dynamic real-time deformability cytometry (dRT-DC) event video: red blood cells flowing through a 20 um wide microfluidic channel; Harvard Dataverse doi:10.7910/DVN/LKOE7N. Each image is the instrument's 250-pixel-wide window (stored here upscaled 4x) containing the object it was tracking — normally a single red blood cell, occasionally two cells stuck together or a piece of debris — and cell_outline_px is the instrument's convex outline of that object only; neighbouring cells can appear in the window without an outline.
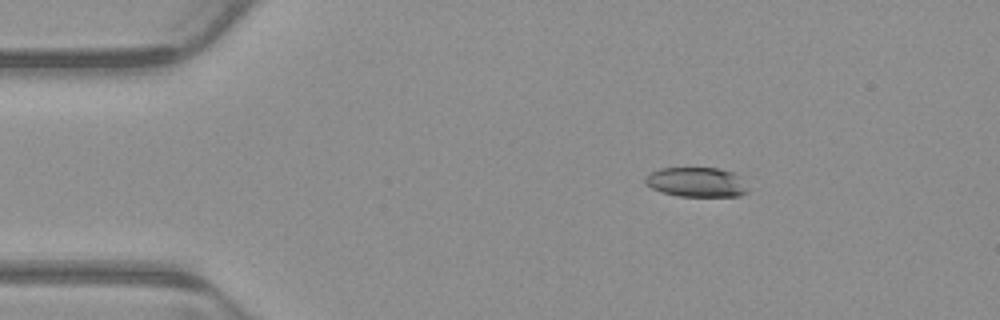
{"species": "common noctule bat (a hibernating species)", "species_latin": "Nyctalus noctula", "temperature_condition": "warm", "stored_images_in_passage": 5, "camera_frame_rate_fps": 3000, "um_per_image_px": 0.085, "animal": {"sex": "male", "body_mass_g": 23.1, "forearm_length_mm": 52.7}, "frame": {"image": 1, "passage_image": 3, "time_ms": 0.667, "image_size_px": [1000, 320], "cell_outline_px": [[748, 192], [740, 196], [680, 196], [664, 192], [652, 188], [644, 184], [644, 176], [660, 168], [720, 168], [736, 172], [740, 176], [748, 188]], "centroid_in_image_um": [59.23, 15.47], "position_along_channel_um": 25.8, "area_um2": 17.92}}
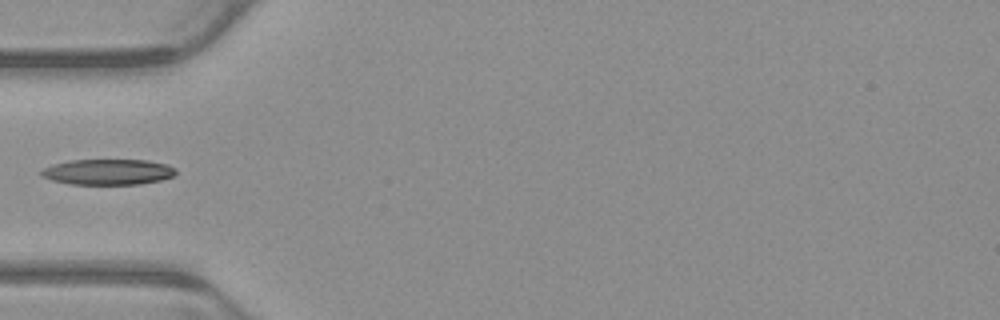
{"frame": {"image": 2, "passage_image": 5, "time_ms": 1.333, "image_size_px": [1000, 320], "cell_outline_px": [[176, 172], [172, 176], [160, 180], [140, 184], [68, 184], [52, 180], [40, 176], [40, 172], [44, 168], [52, 164], [68, 160], [148, 160], [168, 164], [176, 168]], "centroid_in_image_um": [9.16, 14.61], "position_along_channel_um": 75.8, "area_um2": 20.23}}